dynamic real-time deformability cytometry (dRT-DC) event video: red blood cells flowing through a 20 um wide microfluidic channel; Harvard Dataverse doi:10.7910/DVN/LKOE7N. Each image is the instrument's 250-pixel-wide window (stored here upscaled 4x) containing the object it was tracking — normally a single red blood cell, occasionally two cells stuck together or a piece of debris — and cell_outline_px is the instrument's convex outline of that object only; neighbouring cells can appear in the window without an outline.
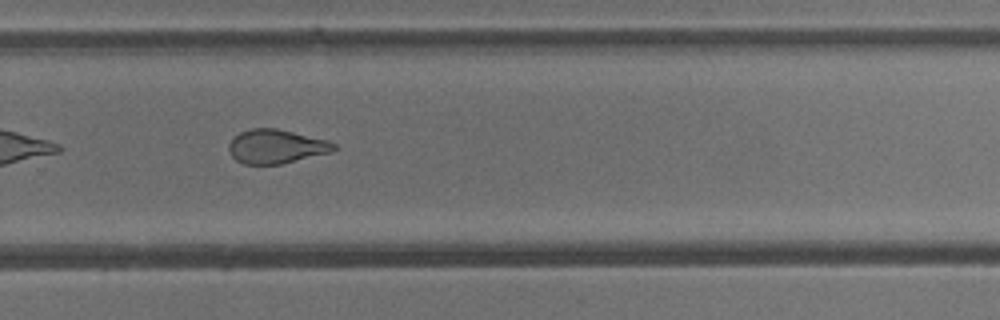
{"species": "common noctule bat (a hibernating species)", "species_latin": "Nyctalus noctula", "temperature_condition": "cold", "stored_images_in_passage": 25, "camera_frame_rate_fps": 3000, "um_per_image_px": 0.085, "animal": {"sex": "male", "body_mass_g": 13.3}, "frame": {"image": 1, "passage_image": 22, "time_ms": 7.0, "image_size_px": [1000, 320], "cell_outline_px": [[336, 148], [332, 152], [280, 164], [244, 164], [236, 160], [232, 156], [228, 148], [228, 144], [240, 132], [252, 128], [276, 128], [328, 140], [336, 144]], "centroid_in_image_um": [23.48, 12.45], "position_along_channel_um": 306.3, "area_um2": 20.69}}